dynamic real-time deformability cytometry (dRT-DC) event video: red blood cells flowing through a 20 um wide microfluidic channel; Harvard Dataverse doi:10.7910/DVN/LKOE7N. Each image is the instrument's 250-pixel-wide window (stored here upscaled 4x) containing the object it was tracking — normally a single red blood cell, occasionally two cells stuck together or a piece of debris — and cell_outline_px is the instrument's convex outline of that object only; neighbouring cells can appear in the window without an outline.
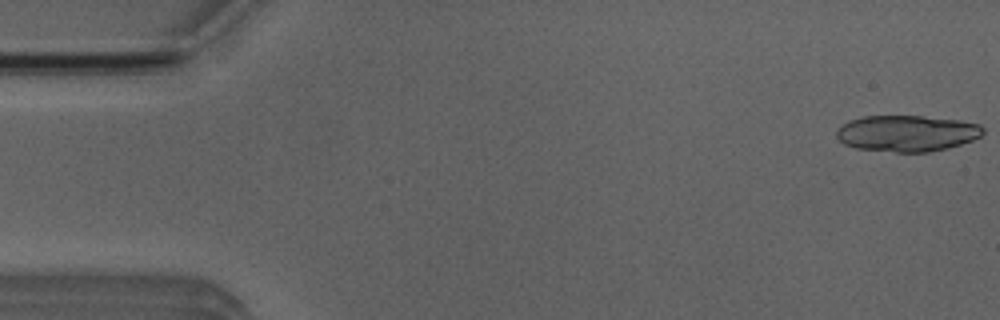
{"species": "Egyptian fruit bat (a non-hibernating species)", "species_latin": "Rousettus aegyptiacus", "temperature_condition": "room temperature", "stored_images_in_passage": 17, "camera_frame_rate_fps": 3000, "um_per_image_px": 0.085, "animal": {"sex": "male"}, "frame": {"image": 1, "passage_image": 1, "time_ms": 0.0, "image_size_px": [1000, 320], "cell_outline_px": [[984, 132], [980, 136], [972, 140], [948, 148], [928, 152], [896, 152], [856, 148], [844, 144], [836, 136], [836, 128], [848, 120], [864, 116], [924, 116], [960, 120], [980, 124], [984, 128]], "centroid_in_image_um": [77.07, 11.32], "position_along_channel_um": 7.9, "area_um2": 31.1}}